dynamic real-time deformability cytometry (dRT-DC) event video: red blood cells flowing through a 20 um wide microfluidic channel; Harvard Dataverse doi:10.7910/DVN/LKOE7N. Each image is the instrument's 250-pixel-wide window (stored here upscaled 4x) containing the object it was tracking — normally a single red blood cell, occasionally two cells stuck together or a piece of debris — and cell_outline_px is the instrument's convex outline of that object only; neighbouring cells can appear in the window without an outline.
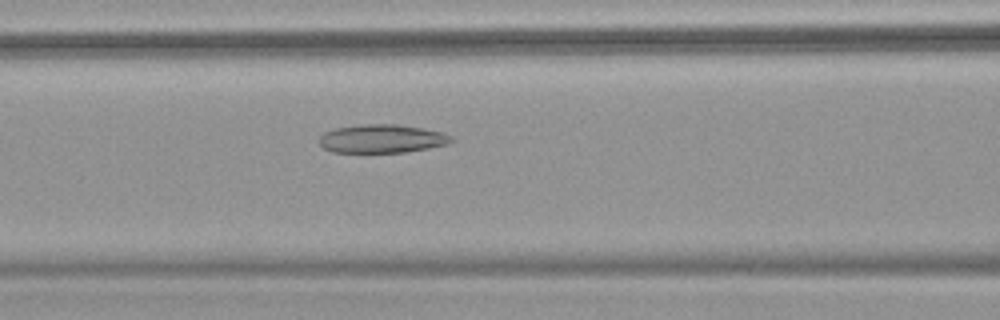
{"species": "common noctule bat (a hibernating species)", "species_latin": "Nyctalus noctula", "temperature_condition": "warm", "stored_images_in_passage": 31, "camera_frame_rate_fps": 3000, "um_per_image_px": 0.085, "animal": {"sex": "female", "body_mass_g": 18.4}, "frame": {"image": 1, "passage_image": 7, "time_ms": 2.0, "image_size_px": [1000, 320], "cell_outline_px": [[456, 140], [448, 144], [408, 152], [332, 152], [324, 148], [320, 144], [320, 136], [324, 132], [336, 128], [360, 124], [396, 124], [424, 128], [440, 132], [452, 136]], "centroid_in_image_um": [32.49, 11.79], "position_along_channel_um": 134.1, "area_um2": 21.96}}
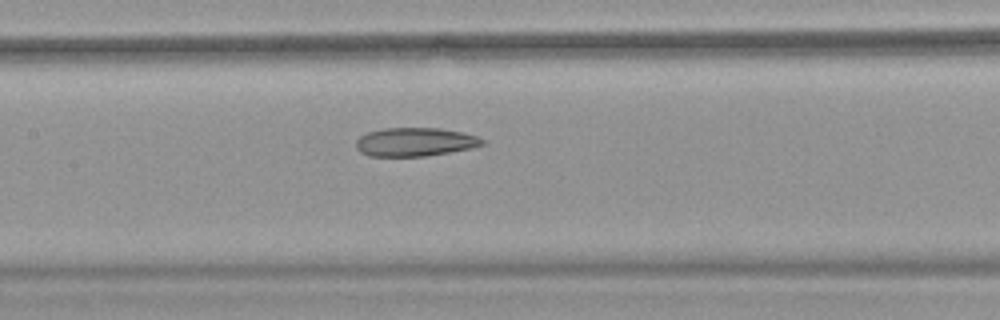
{"frame": {"image": 2, "passage_image": 10, "time_ms": 3.0, "image_size_px": [1000, 320], "cell_outline_px": [[484, 144], [472, 148], [424, 156], [368, 156], [360, 152], [356, 148], [356, 140], [360, 136], [368, 132], [384, 128], [440, 128], [460, 132], [476, 136], [484, 140]], "centroid_in_image_um": [35.24, 12.07], "position_along_channel_um": 172.2, "area_um2": 20.92}}
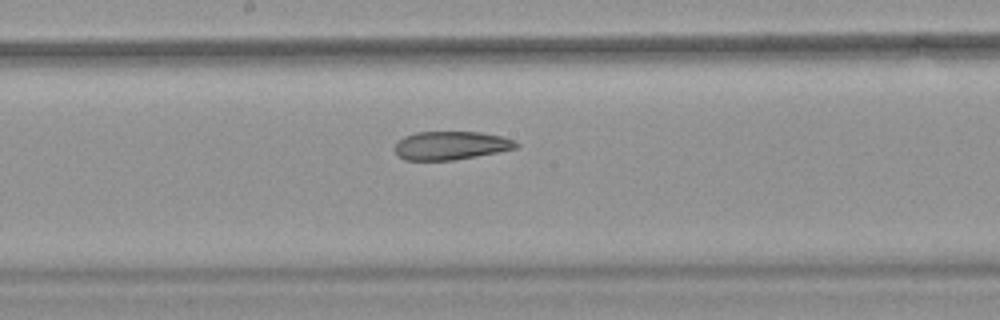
{"frame": {"image": 3, "passage_image": 13, "time_ms": 4.0, "image_size_px": [1000, 320], "cell_outline_px": [[520, 144], [516, 148], [476, 156], [452, 160], [404, 160], [392, 148], [404, 136], [416, 132], [480, 132], [500, 136], [512, 140]], "centroid_in_image_um": [38.29, 12.36], "position_along_channel_um": 209.9, "area_um2": 19.88}, "authors_computed_cell_mechanics": {"area_um2": 21.7328, "velocity_mm_per_s": 3.8002, "shape_relaxation_time_tau1_ms": null, "shape_relaxation_time_tau2_ms": 3.6138, "deformation_change_tau1": null, "deformation_change_tau2": 0.111}}